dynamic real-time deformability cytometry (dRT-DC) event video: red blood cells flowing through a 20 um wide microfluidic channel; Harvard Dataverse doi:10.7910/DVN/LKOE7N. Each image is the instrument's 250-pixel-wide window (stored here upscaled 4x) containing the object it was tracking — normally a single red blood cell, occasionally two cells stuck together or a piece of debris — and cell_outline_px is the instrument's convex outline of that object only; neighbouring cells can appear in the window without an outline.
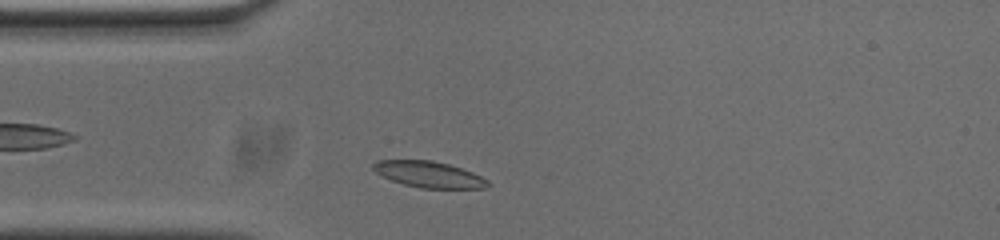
{"species": "common noctule bat (a hibernating species)", "species_latin": "Nyctalus noctula", "temperature_condition": "cold", "stored_images_in_passage": 15, "camera_frame_rate_fps": 3000, "um_per_image_px": 0.085, "animal": {"sex": "male", "body_mass_g": 20.0, "forearm_length_mm": 53.3}, "frame": {"image": 1, "passage_image": 3, "time_ms": 0.667, "image_size_px": [1000, 240], "cell_outline_px": [[488, 184], [484, 188], [420, 188], [404, 184], [392, 180], [376, 172], [372, 168], [372, 164], [376, 160], [432, 160], [448, 164], [472, 172], [488, 180]], "centroid_in_image_um": [36.43, 14.82], "position_along_channel_um": 48.6, "area_um2": 17.22}}
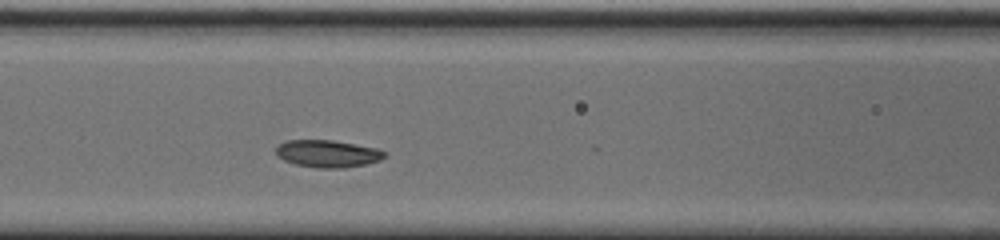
{"frame": {"image": 2, "passage_image": 11, "time_ms": 3.333, "image_size_px": [1000, 240], "cell_outline_px": [[384, 156], [380, 160], [364, 164], [344, 168], [320, 168], [296, 164], [284, 160], [276, 152], [276, 148], [280, 144], [288, 140], [332, 140], [356, 144], [376, 148], [384, 152]], "centroid_in_image_um": [27.85, 13.06], "position_along_channel_um": 138.8, "area_um2": 16.94}}
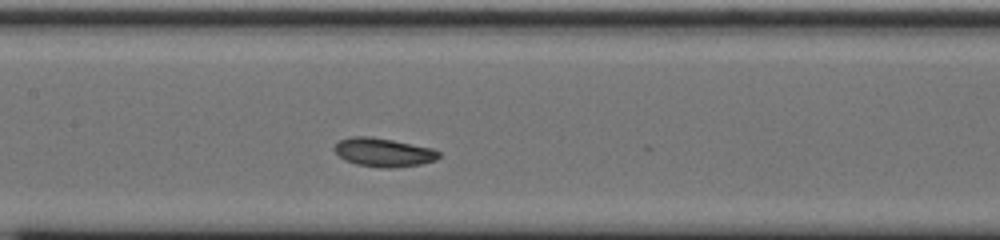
{"frame": {"image": 3, "passage_image": 14, "time_ms": 4.333, "image_size_px": [1000, 240], "cell_outline_px": [[440, 156], [436, 160], [420, 164], [392, 168], [384, 168], [356, 164], [344, 160], [332, 148], [340, 140], [352, 136], [368, 136], [392, 140], [432, 148], [440, 152]], "centroid_in_image_um": [32.59, 12.95], "position_along_channel_um": 174.8, "area_um2": 17.34}}